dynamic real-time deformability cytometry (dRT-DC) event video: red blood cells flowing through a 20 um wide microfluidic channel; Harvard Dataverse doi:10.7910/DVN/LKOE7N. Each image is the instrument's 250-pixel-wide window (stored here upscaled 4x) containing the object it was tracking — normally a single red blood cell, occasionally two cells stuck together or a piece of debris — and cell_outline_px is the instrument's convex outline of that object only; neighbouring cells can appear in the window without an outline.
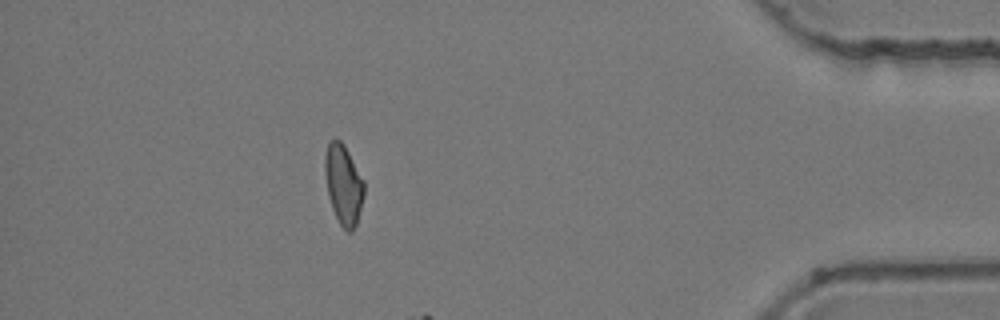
{"species": "common noctule bat (a hibernating species)", "species_latin": "Nyctalus noctula", "temperature_condition": "room temperature", "stored_images_in_passage": 56, "camera_frame_rate_fps": 3000, "um_per_image_px": 0.085, "animal": {"sex": "female", "body_mass_g": 24.6, "forearm_length_mm": 56.2}, "frame": {"image": 1, "passage_image": 50, "time_ms": 16.333, "image_size_px": [1000, 320], "cell_outline_px": [[364, 196], [356, 224], [352, 232], [348, 232], [340, 224], [332, 208], [328, 196], [324, 172], [324, 156], [328, 144], [332, 140], [340, 140], [344, 144], [364, 180]], "centroid_in_image_um": [29.19, 15.68], "position_along_channel_um": 406.0, "area_um2": 18.21}}